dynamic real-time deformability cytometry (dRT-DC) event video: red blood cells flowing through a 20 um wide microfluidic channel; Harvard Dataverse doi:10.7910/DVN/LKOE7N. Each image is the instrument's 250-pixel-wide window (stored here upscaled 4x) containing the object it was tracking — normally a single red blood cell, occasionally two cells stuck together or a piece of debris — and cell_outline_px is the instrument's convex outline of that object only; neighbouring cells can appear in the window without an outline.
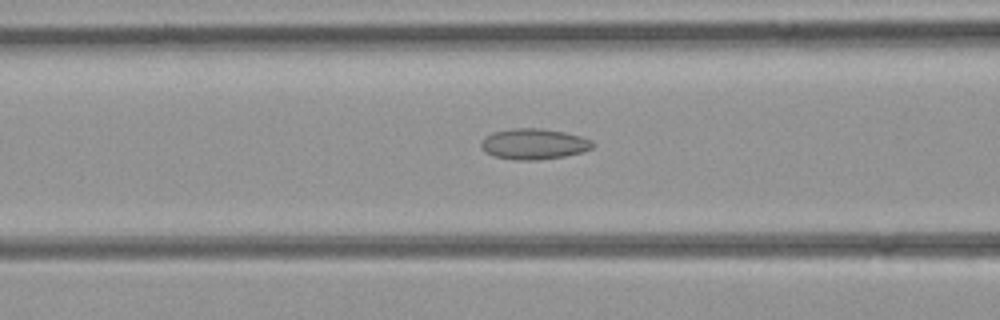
{"species": "common noctule bat (a hibernating species)", "species_latin": "Nyctalus noctula", "temperature_condition": "room temperature", "stored_images_in_passage": 28, "camera_frame_rate_fps": 3000, "um_per_image_px": 0.085, "animal": {"sex": "female", "body_mass_g": 21.9}, "frame": {"image": 1, "passage_image": 6, "time_ms": 1.667, "image_size_px": [1000, 320], "cell_outline_px": [[596, 144], [592, 148], [584, 152], [564, 156], [536, 160], [516, 160], [496, 156], [484, 152], [480, 148], [480, 144], [492, 132], [512, 128], [540, 128], [564, 132], [580, 136], [592, 140]], "centroid_in_image_um": [45.4, 12.24], "position_along_channel_um": 121.2, "area_um2": 20.0}}
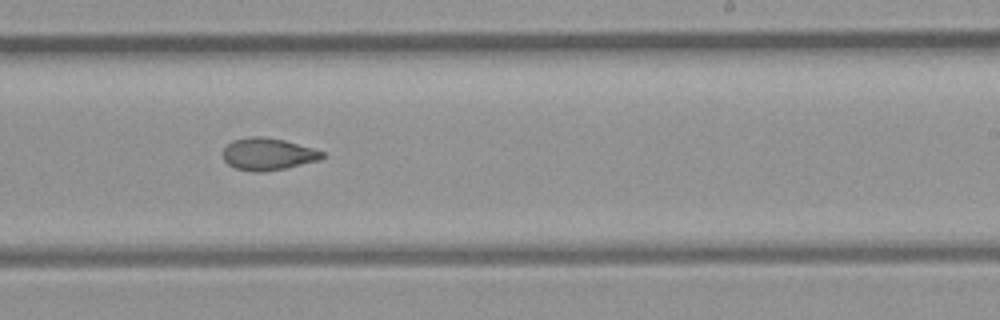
{"frame": {"image": 2, "passage_image": 15, "time_ms": 4.667, "image_size_px": [1000, 320], "cell_outline_px": [[324, 156], [320, 160], [284, 168], [264, 172], [256, 172], [236, 168], [228, 164], [224, 160], [224, 148], [232, 140], [252, 136], [260, 136], [284, 140], [312, 148], [324, 152]], "centroid_in_image_um": [22.77, 13.09], "position_along_channel_um": 266.2, "area_um2": 18.38}}
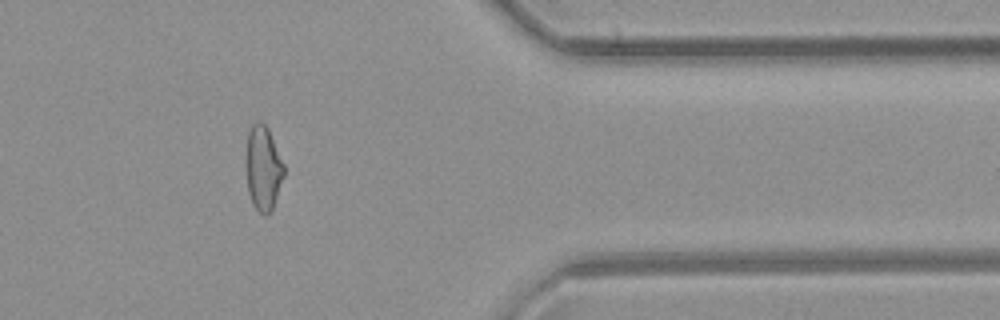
{"frame": {"image": 3, "passage_image": 24, "time_ms": 7.667, "image_size_px": [1000, 320], "cell_outline_px": [[284, 176], [272, 208], [268, 216], [264, 216], [252, 204], [248, 192], [244, 160], [248, 132], [252, 124], [256, 120], [264, 124], [268, 128], [284, 164]], "centroid_in_image_um": [22.33, 14.28], "position_along_channel_um": 389.1, "area_um2": 19.02}}